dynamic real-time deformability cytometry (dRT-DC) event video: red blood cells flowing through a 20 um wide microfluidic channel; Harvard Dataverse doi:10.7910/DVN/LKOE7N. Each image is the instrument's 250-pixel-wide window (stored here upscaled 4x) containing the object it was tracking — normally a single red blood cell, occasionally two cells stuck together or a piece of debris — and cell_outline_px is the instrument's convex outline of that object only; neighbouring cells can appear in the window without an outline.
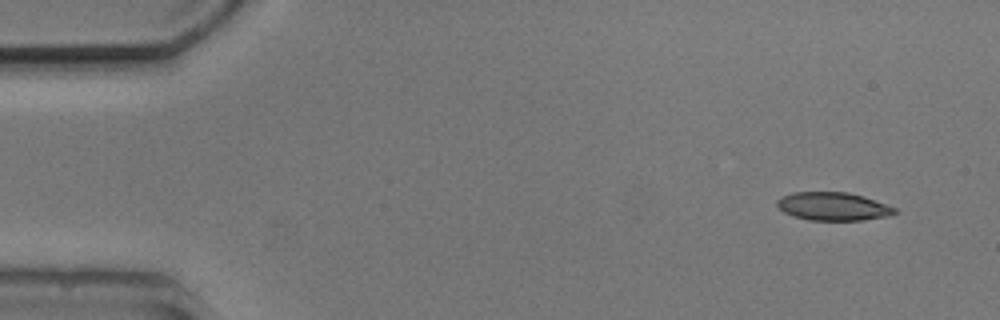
{"species": "common noctule bat (a hibernating species)", "species_latin": "Nyctalus noctula", "temperature_condition": "cold", "stored_images_in_passage": 5, "segment_of_instrument_passage": [1, 2], "camera_frame_rate_fps": 3000, "um_per_image_px": 0.085, "animal": {"sex": "male", "body_mass_g": 20.5, "forearm_length_mm": 52.5}, "frame": {"image": 1, "passage_image": 1, "time_ms": 0.0, "image_size_px": [1000, 320], "cell_outline_px": [[896, 212], [892, 216], [864, 220], [808, 220], [792, 216], [784, 212], [776, 204], [776, 200], [792, 192], [848, 192], [864, 196], [896, 208]], "centroid_in_image_um": [70.83, 17.55], "position_along_channel_um": 14.2, "area_um2": 19.42}}